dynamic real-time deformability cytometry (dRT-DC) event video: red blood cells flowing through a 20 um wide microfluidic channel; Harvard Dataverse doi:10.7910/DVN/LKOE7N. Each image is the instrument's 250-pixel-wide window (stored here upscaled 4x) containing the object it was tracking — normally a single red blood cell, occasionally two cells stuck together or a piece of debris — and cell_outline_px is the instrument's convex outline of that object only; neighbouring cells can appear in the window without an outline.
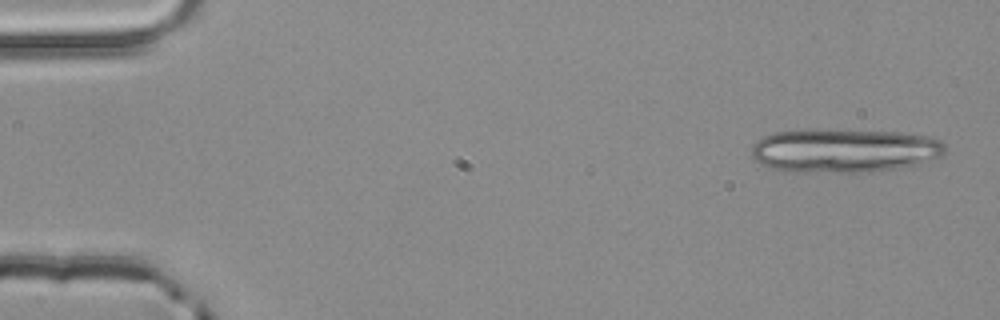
{"species": "common noctule bat (a hibernating species)", "species_latin": "Nyctalus noctula", "temperature_condition": "room temperature", "stored_images_in_passage": 4, "camera_frame_rate_fps": 3000, "um_per_image_px": 0.085, "animal": {"sex": "male", "body_mass_g": 20.4}, "frame": {"image": 1, "passage_image": 4, "time_ms": 1.0, "image_size_px": [1000, 320], "cell_outline_px": [[948, 148], [944, 156], [916, 164], [900, 168], [872, 172], [804, 172], [772, 168], [756, 160], [752, 156], [752, 144], [756, 140], [772, 132], [804, 128], [900, 132], [928, 136], [940, 140]], "centroid_in_image_um": [71.79, 12.77], "position_along_channel_um": 13.2, "area_um2": 50.23}}